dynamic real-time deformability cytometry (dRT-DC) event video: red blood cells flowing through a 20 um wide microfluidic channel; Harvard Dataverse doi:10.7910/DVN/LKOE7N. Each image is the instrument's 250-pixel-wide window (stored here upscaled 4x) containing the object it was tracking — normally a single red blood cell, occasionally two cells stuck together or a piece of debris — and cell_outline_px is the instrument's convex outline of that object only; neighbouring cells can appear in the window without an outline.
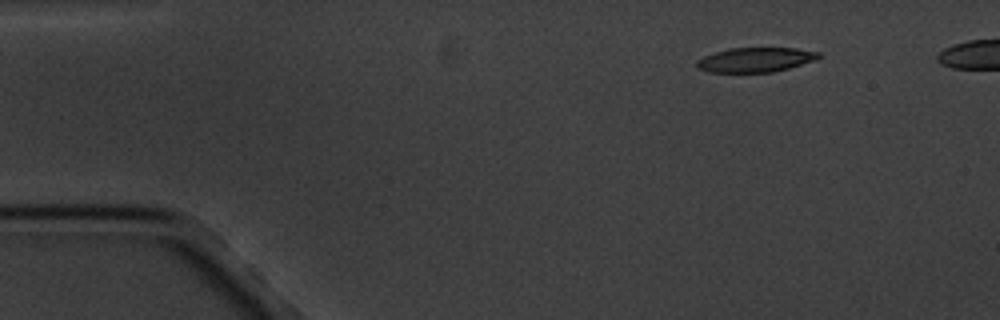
{"species": "common noctule bat (a hibernating species)", "species_latin": "Nyctalus noctula", "temperature_condition": "cold", "stored_images_in_passage": 4, "camera_frame_rate_fps": 3000, "um_per_image_px": 0.085, "animal": {"sex": "male", "body_mass_g": 20.1, "forearm_length_mm": 53.5}, "frame": {"image": 1, "passage_image": 1, "time_ms": 0.0, "image_size_px": [1000, 320], "cell_outline_px": [[820, 56], [816, 60], [788, 68], [772, 72], [708, 72], [696, 68], [696, 60], [704, 56], [728, 48], [796, 48], [820, 52]], "centroid_in_image_um": [64.2, 5.08], "position_along_channel_um": 20.8, "area_um2": 17.46}}